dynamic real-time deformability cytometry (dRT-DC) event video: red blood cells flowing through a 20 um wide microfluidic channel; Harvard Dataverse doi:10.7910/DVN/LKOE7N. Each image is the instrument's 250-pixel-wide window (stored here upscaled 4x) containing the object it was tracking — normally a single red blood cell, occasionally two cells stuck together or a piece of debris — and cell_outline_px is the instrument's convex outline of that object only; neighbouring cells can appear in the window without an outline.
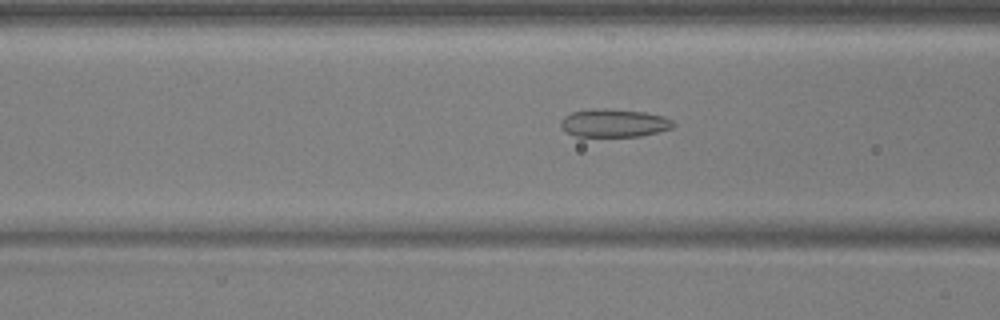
{"species": "common noctule bat (a hibernating species)", "species_latin": "Nyctalus noctula", "temperature_condition": "warm", "stored_images_in_passage": 50, "camera_frame_rate_fps": 3000, "um_per_image_px": 0.085, "animal": {"sex": "male", "body_mass_g": 17.9, "forearm_length_mm": 54.2}, "frame": {"image": 1, "passage_image": 17, "time_ms": 5.333, "image_size_px": [1000, 320], "cell_outline_px": [[676, 124], [672, 128], [640, 136], [576, 136], [568, 132], [560, 124], [560, 120], [564, 116], [572, 112], [592, 108], [604, 108], [644, 112], [664, 116], [672, 120]], "centroid_in_image_um": [52.2, 10.44], "position_along_channel_um": 114.4, "area_um2": 18.32}}
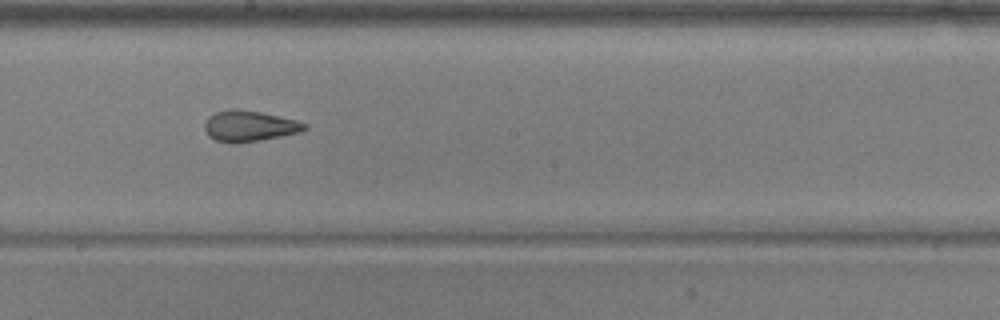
{"frame": {"image": 2, "passage_image": 26, "time_ms": 8.333, "image_size_px": [1000, 320], "cell_outline_px": [[308, 128], [300, 132], [260, 140], [236, 144], [228, 144], [216, 140], [208, 136], [204, 128], [204, 124], [208, 116], [216, 112], [232, 108], [260, 112], [296, 120], [308, 124]], "centroid_in_image_um": [21.16, 10.73], "position_along_channel_um": 227.0, "area_um2": 18.09}}
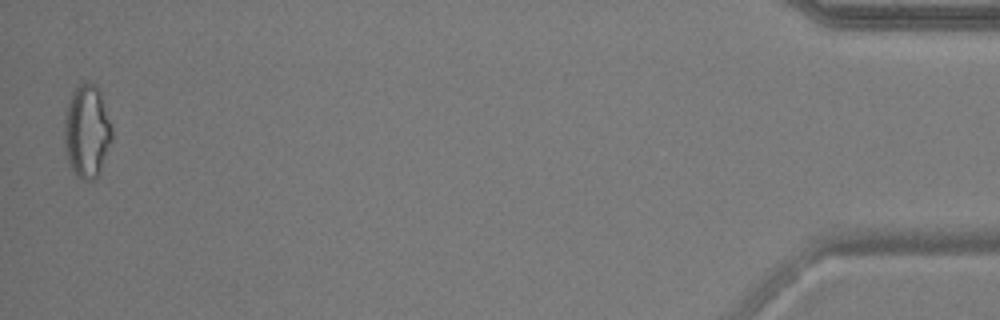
{"frame": {"image": 3, "passage_image": 49, "time_ms": 16.0, "image_size_px": [1000, 320], "cell_outline_px": [[112, 140], [100, 172], [92, 180], [84, 180], [76, 176], [68, 160], [64, 148], [64, 112], [68, 100], [72, 92], [80, 84], [88, 80], [100, 92], [112, 128]], "centroid_in_image_um": [7.36, 11.16], "position_along_channel_um": 427.8, "area_um2": 25.89}, "authors_computed_cell_mechanics": {"area_um2": 20.2011, "velocity_mm_per_s": 3.7412, "shape_relaxation_time_tau1_ms": null, "shape_relaxation_time_tau2_ms": 2.5286, "deformation_change_tau1": null, "deformation_change_tau2": 0.107}}